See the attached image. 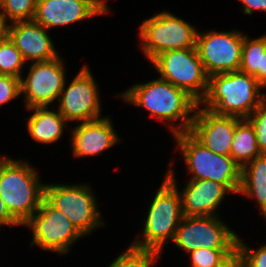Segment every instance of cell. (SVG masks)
<instances>
[{
	"mask_svg": "<svg viewBox=\"0 0 266 267\" xmlns=\"http://www.w3.org/2000/svg\"><path fill=\"white\" fill-rule=\"evenodd\" d=\"M236 249L199 248L188 253L191 267H218Z\"/></svg>",
	"mask_w": 266,
	"mask_h": 267,
	"instance_id": "26",
	"label": "cell"
},
{
	"mask_svg": "<svg viewBox=\"0 0 266 267\" xmlns=\"http://www.w3.org/2000/svg\"><path fill=\"white\" fill-rule=\"evenodd\" d=\"M48 31L33 20L13 22L5 28V34L21 52L26 63L48 61L60 55Z\"/></svg>",
	"mask_w": 266,
	"mask_h": 267,
	"instance_id": "18",
	"label": "cell"
},
{
	"mask_svg": "<svg viewBox=\"0 0 266 267\" xmlns=\"http://www.w3.org/2000/svg\"><path fill=\"white\" fill-rule=\"evenodd\" d=\"M237 249L244 256L247 267H266V244L254 249L244 242L240 235L237 239Z\"/></svg>",
	"mask_w": 266,
	"mask_h": 267,
	"instance_id": "28",
	"label": "cell"
},
{
	"mask_svg": "<svg viewBox=\"0 0 266 267\" xmlns=\"http://www.w3.org/2000/svg\"><path fill=\"white\" fill-rule=\"evenodd\" d=\"M20 97V78L0 75V107Z\"/></svg>",
	"mask_w": 266,
	"mask_h": 267,
	"instance_id": "29",
	"label": "cell"
},
{
	"mask_svg": "<svg viewBox=\"0 0 266 267\" xmlns=\"http://www.w3.org/2000/svg\"><path fill=\"white\" fill-rule=\"evenodd\" d=\"M5 28H6V25L3 23V20L0 17V39L2 38V36L5 35Z\"/></svg>",
	"mask_w": 266,
	"mask_h": 267,
	"instance_id": "34",
	"label": "cell"
},
{
	"mask_svg": "<svg viewBox=\"0 0 266 267\" xmlns=\"http://www.w3.org/2000/svg\"><path fill=\"white\" fill-rule=\"evenodd\" d=\"M245 15H252L253 11H260L266 13V0H238Z\"/></svg>",
	"mask_w": 266,
	"mask_h": 267,
	"instance_id": "30",
	"label": "cell"
},
{
	"mask_svg": "<svg viewBox=\"0 0 266 267\" xmlns=\"http://www.w3.org/2000/svg\"><path fill=\"white\" fill-rule=\"evenodd\" d=\"M25 60L11 39L5 34L0 39V75L21 78Z\"/></svg>",
	"mask_w": 266,
	"mask_h": 267,
	"instance_id": "23",
	"label": "cell"
},
{
	"mask_svg": "<svg viewBox=\"0 0 266 267\" xmlns=\"http://www.w3.org/2000/svg\"><path fill=\"white\" fill-rule=\"evenodd\" d=\"M158 77L184 90L198 104L208 90L206 74L196 47L168 50L157 55L151 62Z\"/></svg>",
	"mask_w": 266,
	"mask_h": 267,
	"instance_id": "8",
	"label": "cell"
},
{
	"mask_svg": "<svg viewBox=\"0 0 266 267\" xmlns=\"http://www.w3.org/2000/svg\"><path fill=\"white\" fill-rule=\"evenodd\" d=\"M218 267H247L244 256L236 249Z\"/></svg>",
	"mask_w": 266,
	"mask_h": 267,
	"instance_id": "31",
	"label": "cell"
},
{
	"mask_svg": "<svg viewBox=\"0 0 266 267\" xmlns=\"http://www.w3.org/2000/svg\"><path fill=\"white\" fill-rule=\"evenodd\" d=\"M237 239L220 216H184L172 242L187 255L199 248L237 249Z\"/></svg>",
	"mask_w": 266,
	"mask_h": 267,
	"instance_id": "10",
	"label": "cell"
},
{
	"mask_svg": "<svg viewBox=\"0 0 266 267\" xmlns=\"http://www.w3.org/2000/svg\"><path fill=\"white\" fill-rule=\"evenodd\" d=\"M238 194L255 199L261 216L266 212V155L255 157L242 168Z\"/></svg>",
	"mask_w": 266,
	"mask_h": 267,
	"instance_id": "20",
	"label": "cell"
},
{
	"mask_svg": "<svg viewBox=\"0 0 266 267\" xmlns=\"http://www.w3.org/2000/svg\"><path fill=\"white\" fill-rule=\"evenodd\" d=\"M60 55L54 59L30 62L28 73L20 78L21 97L25 110L33 107H49L58 101L66 81V62Z\"/></svg>",
	"mask_w": 266,
	"mask_h": 267,
	"instance_id": "11",
	"label": "cell"
},
{
	"mask_svg": "<svg viewBox=\"0 0 266 267\" xmlns=\"http://www.w3.org/2000/svg\"><path fill=\"white\" fill-rule=\"evenodd\" d=\"M89 183H46L44 198L60 210L75 228L87 237L106 222L100 212L97 195Z\"/></svg>",
	"mask_w": 266,
	"mask_h": 267,
	"instance_id": "6",
	"label": "cell"
},
{
	"mask_svg": "<svg viewBox=\"0 0 266 267\" xmlns=\"http://www.w3.org/2000/svg\"><path fill=\"white\" fill-rule=\"evenodd\" d=\"M257 82L265 89L266 88V49L261 52V61L258 72L254 75Z\"/></svg>",
	"mask_w": 266,
	"mask_h": 267,
	"instance_id": "33",
	"label": "cell"
},
{
	"mask_svg": "<svg viewBox=\"0 0 266 267\" xmlns=\"http://www.w3.org/2000/svg\"><path fill=\"white\" fill-rule=\"evenodd\" d=\"M37 0H3L0 17L5 25L17 21H31L35 15Z\"/></svg>",
	"mask_w": 266,
	"mask_h": 267,
	"instance_id": "25",
	"label": "cell"
},
{
	"mask_svg": "<svg viewBox=\"0 0 266 267\" xmlns=\"http://www.w3.org/2000/svg\"><path fill=\"white\" fill-rule=\"evenodd\" d=\"M266 49V34L250 38L244 34L240 71L254 76L260 67L261 52Z\"/></svg>",
	"mask_w": 266,
	"mask_h": 267,
	"instance_id": "24",
	"label": "cell"
},
{
	"mask_svg": "<svg viewBox=\"0 0 266 267\" xmlns=\"http://www.w3.org/2000/svg\"><path fill=\"white\" fill-rule=\"evenodd\" d=\"M263 219L266 221V212L263 214Z\"/></svg>",
	"mask_w": 266,
	"mask_h": 267,
	"instance_id": "35",
	"label": "cell"
},
{
	"mask_svg": "<svg viewBox=\"0 0 266 267\" xmlns=\"http://www.w3.org/2000/svg\"><path fill=\"white\" fill-rule=\"evenodd\" d=\"M260 155L253 125L248 119H241L235 127L230 157L243 168Z\"/></svg>",
	"mask_w": 266,
	"mask_h": 267,
	"instance_id": "21",
	"label": "cell"
},
{
	"mask_svg": "<svg viewBox=\"0 0 266 267\" xmlns=\"http://www.w3.org/2000/svg\"><path fill=\"white\" fill-rule=\"evenodd\" d=\"M99 87L88 64H83L75 77L65 86L57 101L58 111L68 122H85L102 118Z\"/></svg>",
	"mask_w": 266,
	"mask_h": 267,
	"instance_id": "12",
	"label": "cell"
},
{
	"mask_svg": "<svg viewBox=\"0 0 266 267\" xmlns=\"http://www.w3.org/2000/svg\"><path fill=\"white\" fill-rule=\"evenodd\" d=\"M153 196L144 217L142 233L137 234L130 244L137 248L153 249L164 253L168 241H173L175 232L184 217L181 195L178 188L164 175L160 187Z\"/></svg>",
	"mask_w": 266,
	"mask_h": 267,
	"instance_id": "4",
	"label": "cell"
},
{
	"mask_svg": "<svg viewBox=\"0 0 266 267\" xmlns=\"http://www.w3.org/2000/svg\"><path fill=\"white\" fill-rule=\"evenodd\" d=\"M114 121L108 115L91 121L79 122L71 128L70 149L74 158H89L103 154L121 139Z\"/></svg>",
	"mask_w": 266,
	"mask_h": 267,
	"instance_id": "16",
	"label": "cell"
},
{
	"mask_svg": "<svg viewBox=\"0 0 266 267\" xmlns=\"http://www.w3.org/2000/svg\"><path fill=\"white\" fill-rule=\"evenodd\" d=\"M186 166L189 180H211L224 185L231 193L238 194L242 168L227 155L207 149L189 131L172 136Z\"/></svg>",
	"mask_w": 266,
	"mask_h": 267,
	"instance_id": "5",
	"label": "cell"
},
{
	"mask_svg": "<svg viewBox=\"0 0 266 267\" xmlns=\"http://www.w3.org/2000/svg\"><path fill=\"white\" fill-rule=\"evenodd\" d=\"M256 78L240 70L209 76L200 106L218 115L247 119L266 100Z\"/></svg>",
	"mask_w": 266,
	"mask_h": 267,
	"instance_id": "2",
	"label": "cell"
},
{
	"mask_svg": "<svg viewBox=\"0 0 266 267\" xmlns=\"http://www.w3.org/2000/svg\"><path fill=\"white\" fill-rule=\"evenodd\" d=\"M138 28V47L149 62L168 50L196 47L197 28L168 10L143 20Z\"/></svg>",
	"mask_w": 266,
	"mask_h": 267,
	"instance_id": "7",
	"label": "cell"
},
{
	"mask_svg": "<svg viewBox=\"0 0 266 267\" xmlns=\"http://www.w3.org/2000/svg\"><path fill=\"white\" fill-rule=\"evenodd\" d=\"M25 159L0 155V197L9 213L23 226L39 209L45 183Z\"/></svg>",
	"mask_w": 266,
	"mask_h": 267,
	"instance_id": "3",
	"label": "cell"
},
{
	"mask_svg": "<svg viewBox=\"0 0 266 267\" xmlns=\"http://www.w3.org/2000/svg\"><path fill=\"white\" fill-rule=\"evenodd\" d=\"M247 119L255 129L259 151L266 155V100Z\"/></svg>",
	"mask_w": 266,
	"mask_h": 267,
	"instance_id": "27",
	"label": "cell"
},
{
	"mask_svg": "<svg viewBox=\"0 0 266 267\" xmlns=\"http://www.w3.org/2000/svg\"><path fill=\"white\" fill-rule=\"evenodd\" d=\"M3 226H22L8 211L5 203L0 197V228Z\"/></svg>",
	"mask_w": 266,
	"mask_h": 267,
	"instance_id": "32",
	"label": "cell"
},
{
	"mask_svg": "<svg viewBox=\"0 0 266 267\" xmlns=\"http://www.w3.org/2000/svg\"><path fill=\"white\" fill-rule=\"evenodd\" d=\"M244 33L228 31H198L196 49L208 76L240 69Z\"/></svg>",
	"mask_w": 266,
	"mask_h": 267,
	"instance_id": "13",
	"label": "cell"
},
{
	"mask_svg": "<svg viewBox=\"0 0 266 267\" xmlns=\"http://www.w3.org/2000/svg\"><path fill=\"white\" fill-rule=\"evenodd\" d=\"M27 110L31 114L26 119V127L32 140L50 146L63 138L69 122L58 110L50 107H33Z\"/></svg>",
	"mask_w": 266,
	"mask_h": 267,
	"instance_id": "19",
	"label": "cell"
},
{
	"mask_svg": "<svg viewBox=\"0 0 266 267\" xmlns=\"http://www.w3.org/2000/svg\"><path fill=\"white\" fill-rule=\"evenodd\" d=\"M240 120L215 114L198 104L189 132L213 153L230 156L235 127Z\"/></svg>",
	"mask_w": 266,
	"mask_h": 267,
	"instance_id": "17",
	"label": "cell"
},
{
	"mask_svg": "<svg viewBox=\"0 0 266 267\" xmlns=\"http://www.w3.org/2000/svg\"><path fill=\"white\" fill-rule=\"evenodd\" d=\"M107 0H37L33 21L45 29L70 26L110 14Z\"/></svg>",
	"mask_w": 266,
	"mask_h": 267,
	"instance_id": "14",
	"label": "cell"
},
{
	"mask_svg": "<svg viewBox=\"0 0 266 267\" xmlns=\"http://www.w3.org/2000/svg\"><path fill=\"white\" fill-rule=\"evenodd\" d=\"M162 254L157 250L137 248L129 244L108 267H153L160 262Z\"/></svg>",
	"mask_w": 266,
	"mask_h": 267,
	"instance_id": "22",
	"label": "cell"
},
{
	"mask_svg": "<svg viewBox=\"0 0 266 267\" xmlns=\"http://www.w3.org/2000/svg\"><path fill=\"white\" fill-rule=\"evenodd\" d=\"M168 167L165 176L179 190L184 216H221L218 208L226 195L231 194L224 185L211 180H189L180 192L173 164Z\"/></svg>",
	"mask_w": 266,
	"mask_h": 267,
	"instance_id": "15",
	"label": "cell"
},
{
	"mask_svg": "<svg viewBox=\"0 0 266 267\" xmlns=\"http://www.w3.org/2000/svg\"><path fill=\"white\" fill-rule=\"evenodd\" d=\"M23 226L31 230L33 237L30 239V246H36L46 252H56L61 256L69 254L73 244L84 237L67 216L45 198Z\"/></svg>",
	"mask_w": 266,
	"mask_h": 267,
	"instance_id": "9",
	"label": "cell"
},
{
	"mask_svg": "<svg viewBox=\"0 0 266 267\" xmlns=\"http://www.w3.org/2000/svg\"><path fill=\"white\" fill-rule=\"evenodd\" d=\"M114 97L131 106L144 108L149 117L168 125L172 136L190 130L198 106L184 90L159 77L138 82Z\"/></svg>",
	"mask_w": 266,
	"mask_h": 267,
	"instance_id": "1",
	"label": "cell"
}]
</instances>
